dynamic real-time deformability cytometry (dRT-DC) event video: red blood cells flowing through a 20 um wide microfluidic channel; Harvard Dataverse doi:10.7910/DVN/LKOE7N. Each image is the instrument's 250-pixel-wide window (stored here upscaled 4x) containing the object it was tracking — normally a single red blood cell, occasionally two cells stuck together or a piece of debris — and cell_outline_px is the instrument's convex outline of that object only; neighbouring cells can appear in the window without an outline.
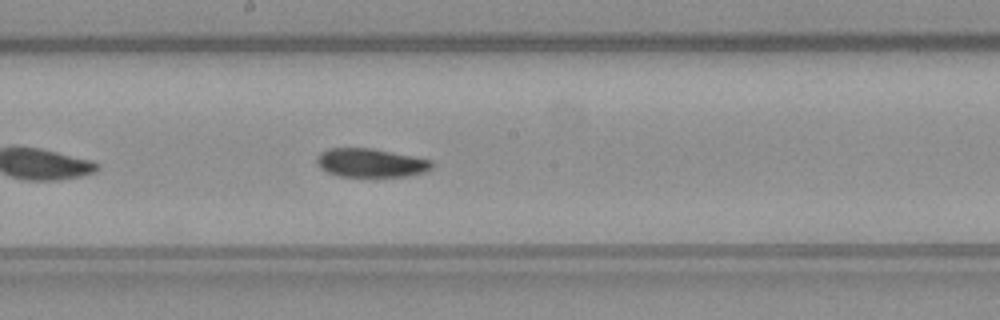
{"species": "common noctule bat (a hibernating species)", "species_latin": "Nyctalus noctula", "temperature_condition": "warm", "stored_images_in_passage": 31, "camera_frame_rate_fps": 3000, "um_per_image_px": 0.085, "animal": {"sex": "male", "body_mass_g": 23.1, "forearm_length_mm": 52.7}, "frame": {"image": 1, "passage_image": 14, "time_ms": 4.333, "image_size_px": [1000, 320], "cell_outline_px": [[436, 164], [428, 172], [408, 176], [340, 176], [328, 172], [320, 168], [316, 164], [316, 156], [320, 152], [328, 148], [372, 148], [432, 160]], "centroid_in_image_um": [31.53, 13.84], "position_along_channel_um": 216.7, "area_um2": 19.42}}